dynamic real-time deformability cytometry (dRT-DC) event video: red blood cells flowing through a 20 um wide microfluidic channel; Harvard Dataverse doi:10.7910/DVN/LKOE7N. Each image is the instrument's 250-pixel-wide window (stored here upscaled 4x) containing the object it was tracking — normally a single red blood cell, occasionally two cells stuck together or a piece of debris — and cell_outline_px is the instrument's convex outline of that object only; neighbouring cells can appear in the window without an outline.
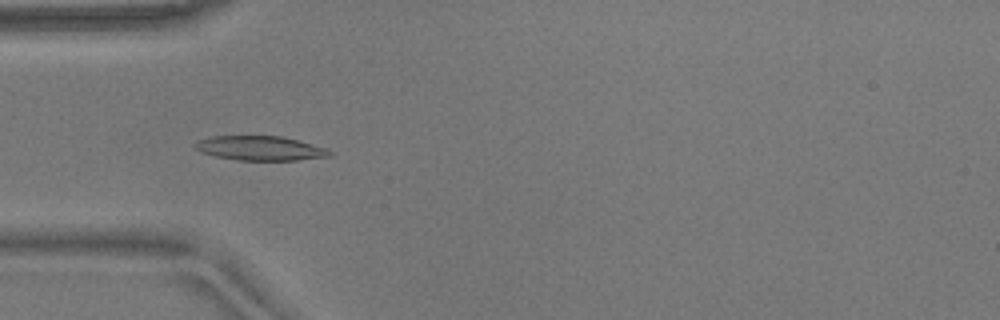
{"species": "common noctule bat (a hibernating species)", "species_latin": "Nyctalus noctula", "temperature_condition": "warm", "stored_images_in_passage": 54, "camera_frame_rate_fps": 3000, "um_per_image_px": 0.085, "animal": {"sex": "male", "body_mass_g": 17.9}, "frame": {"image": 1, "passage_image": 16, "time_ms": 5.0, "image_size_px": [1000, 320], "cell_outline_px": [[332, 156], [296, 160], [236, 160], [216, 156], [200, 152], [192, 144], [196, 140], [212, 136], [280, 136], [328, 148], [332, 152]], "centroid_in_image_um": [22.09, 12.6], "position_along_channel_um": 62.9, "area_um2": 19.19}}
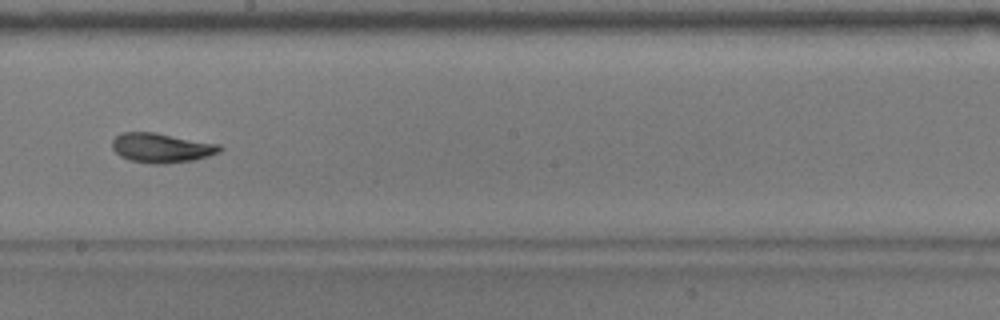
{"frame": {"image": 2, "passage_image": 30, "time_ms": 9.667, "image_size_px": [1000, 320], "cell_outline_px": [[224, 148], [220, 152], [208, 156], [192, 160], [164, 164], [156, 164], [132, 160], [120, 156], [112, 148], [112, 140], [120, 132], [156, 132], [220, 144]], "centroid_in_image_um": [13.74, 12.55], "position_along_channel_um": 234.5, "area_um2": 18.55}}
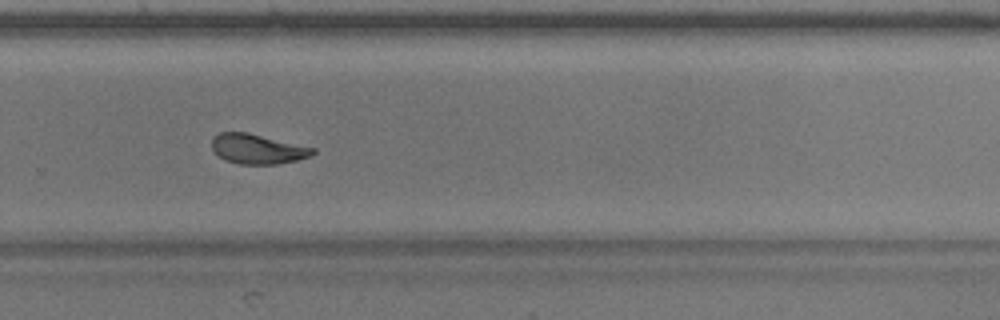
{"frame": {"image": 3, "passage_image": 36, "time_ms": 11.667, "image_size_px": [1000, 320], "cell_outline_px": [[316, 152], [308, 156], [296, 160], [276, 164], [240, 164], [224, 160], [212, 148], [212, 136], [220, 132], [248, 132], [316, 148]], "centroid_in_image_um": [21.88, 12.65], "position_along_channel_um": 307.9, "area_um2": 17.51}, "authors_computed_cell_mechanics": {"area_um2": 18.5538, "velocity_mm_per_s": 3.683, "shape_relaxation_time_tau1_ms": 3.561, "shape_relaxation_time_tau2_ms": 2.2108, "deformation_change_tau1": 0.1399, "deformation_change_tau2": 0.0767}}